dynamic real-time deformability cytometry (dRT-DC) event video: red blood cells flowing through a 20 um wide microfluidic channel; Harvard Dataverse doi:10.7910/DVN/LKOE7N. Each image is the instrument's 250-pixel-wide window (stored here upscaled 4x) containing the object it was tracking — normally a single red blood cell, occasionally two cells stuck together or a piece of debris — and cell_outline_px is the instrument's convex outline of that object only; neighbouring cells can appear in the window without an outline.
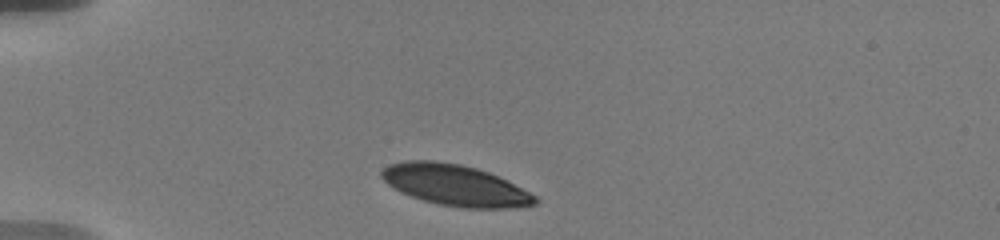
{"species": "human", "species_latin": "Homo sapiens", "temperature_condition": "warm", "stored_images_in_passage": 2, "camera_frame_rate_fps": 3000, "um_per_image_px": 0.085, "donor": {"sex": "male"}, "frame": {"image": 1, "passage_image": 1, "time_ms": 0.0, "image_size_px": [1000, 240], "cell_outline_px": [[540, 200], [536, 204], [508, 208], [460, 208], [440, 204], [424, 200], [400, 192], [388, 184], [380, 176], [380, 172], [388, 164], [404, 160], [436, 160], [460, 164], [476, 168], [488, 172], [536, 196]], "centroid_in_image_um": [38.64, 15.73], "position_along_channel_um": 46.4, "area_um2": 36.47}}